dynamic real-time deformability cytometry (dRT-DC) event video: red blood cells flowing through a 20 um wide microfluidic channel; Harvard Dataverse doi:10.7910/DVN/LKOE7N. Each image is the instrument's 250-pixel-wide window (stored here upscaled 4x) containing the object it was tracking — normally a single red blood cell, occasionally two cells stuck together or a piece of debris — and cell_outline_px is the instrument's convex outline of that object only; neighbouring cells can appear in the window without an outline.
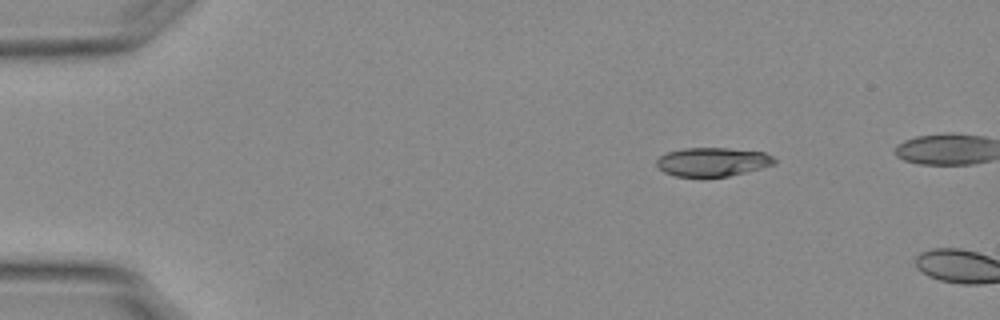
{"species": "Egyptian fruit bat (a non-hibernating species)", "species_latin": "Rousettus aegyptiacus", "temperature_condition": "warm", "stored_images_in_passage": 4, "camera_frame_rate_fps": 3000, "um_per_image_px": 0.085, "animal": {"sex": "female"}, "frame": {"image": 1, "passage_image": 1, "time_ms": 0.0, "image_size_px": [1000, 320], "cell_outline_px": [[776, 164], [728, 176], [676, 176], [664, 172], [656, 164], [656, 160], [660, 156], [668, 152], [684, 148], [728, 148], [764, 152], [772, 156], [776, 160]], "centroid_in_image_um": [60.57, 13.75], "position_along_channel_um": 24.4, "area_um2": 19.54}}